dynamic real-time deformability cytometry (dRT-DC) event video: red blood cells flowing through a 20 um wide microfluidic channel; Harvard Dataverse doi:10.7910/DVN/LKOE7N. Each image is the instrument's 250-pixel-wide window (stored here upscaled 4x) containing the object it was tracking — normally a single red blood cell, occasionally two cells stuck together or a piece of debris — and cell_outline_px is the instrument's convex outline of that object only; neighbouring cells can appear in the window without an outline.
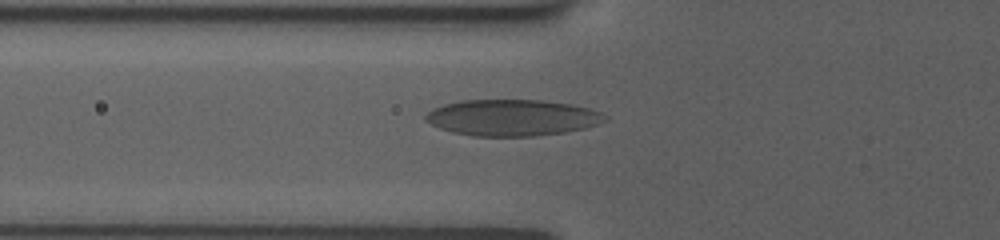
{"species": "human", "species_latin": "Homo sapiens", "temperature_condition": "room temperature", "stored_images_in_passage": 6, "camera_frame_rate_fps": 3000, "um_per_image_px": 0.085, "donor": {"sex": "female"}, "frame": {"image": 1, "passage_image": 2, "time_ms": 0.667, "image_size_px": [1000, 240], "cell_outline_px": [[608, 120], [588, 128], [564, 132], [532, 136], [472, 136], [452, 132], [440, 128], [424, 120], [424, 116], [432, 108], [444, 104], [460, 100], [544, 100], [572, 104], [588, 108], [600, 112], [608, 116]], "centroid_in_image_um": [43.55, 10.0], "position_along_channel_um": 82.3, "area_um2": 38.21}}
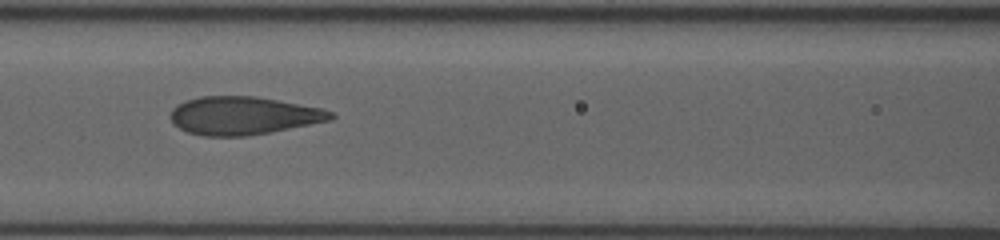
{"frame": {"image": 2, "passage_image": 4, "time_ms": 2.333, "image_size_px": [1000, 240], "cell_outline_px": [[336, 116], [332, 120], [268, 132], [244, 136], [204, 136], [188, 132], [172, 124], [168, 116], [172, 108], [176, 104], [184, 100], [200, 96], [256, 96], [320, 108], [332, 112]], "centroid_in_image_um": [20.61, 9.82], "position_along_channel_um": 146.0, "area_um2": 35.6}}
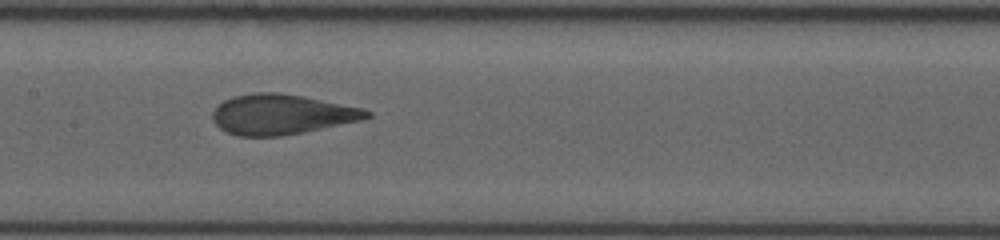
{"frame": {"image": 3, "passage_image": 5, "time_ms": 3.333, "image_size_px": [1000, 240], "cell_outline_px": [[372, 116], [360, 120], [304, 132], [280, 136], [236, 136], [220, 128], [216, 124], [212, 116], [212, 112], [224, 100], [232, 96], [252, 92], [280, 92], [304, 96], [364, 108], [372, 112]], "centroid_in_image_um": [23.94, 9.71], "position_along_channel_um": 183.5, "area_um2": 36.13}}